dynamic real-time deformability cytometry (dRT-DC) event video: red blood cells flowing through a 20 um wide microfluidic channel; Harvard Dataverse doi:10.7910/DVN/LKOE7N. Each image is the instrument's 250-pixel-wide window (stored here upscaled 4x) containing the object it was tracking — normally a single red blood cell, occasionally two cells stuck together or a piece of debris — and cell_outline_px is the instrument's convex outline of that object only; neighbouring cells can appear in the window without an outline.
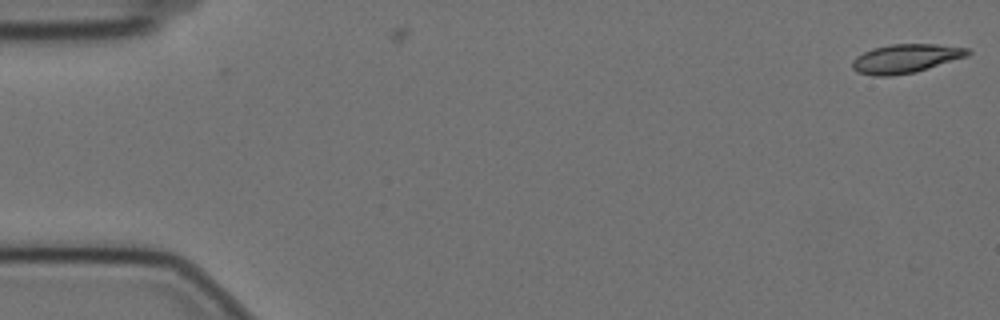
{"species": "Egyptian fruit bat (a non-hibernating species)", "species_latin": "Rousettus aegyptiacus", "temperature_condition": "cold", "stored_images_in_passage": 2, "camera_frame_rate_fps": 3000, "um_per_image_px": 0.085, "animal": {"sex": "female"}, "frame": {"image": 1, "passage_image": 2, "time_ms": 0.333, "image_size_px": [1000, 320], "cell_outline_px": [[972, 52], [968, 56], [916, 72], [892, 76], [872, 76], [856, 72], [852, 68], [852, 60], [856, 56], [872, 48], [892, 44], [936, 44], [968, 48]], "centroid_in_image_um": [76.97, 4.98], "position_along_channel_um": 8.0, "area_um2": 19.59}}